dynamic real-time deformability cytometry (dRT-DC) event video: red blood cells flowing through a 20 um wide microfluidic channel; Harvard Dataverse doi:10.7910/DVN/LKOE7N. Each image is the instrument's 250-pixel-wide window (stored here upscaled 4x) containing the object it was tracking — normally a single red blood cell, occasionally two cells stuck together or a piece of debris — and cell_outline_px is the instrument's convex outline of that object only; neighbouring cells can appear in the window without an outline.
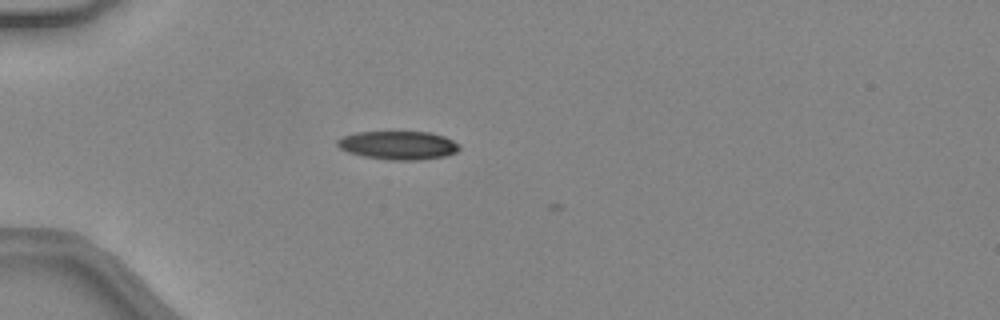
{"species": "common noctule bat (a hibernating species)", "species_latin": "Nyctalus noctula", "temperature_condition": "warm", "stored_images_in_passage": 3, "camera_frame_rate_fps": 3000, "um_per_image_px": 0.085, "animal": {"sex": "female", "body_mass_g": 24.6, "forearm_length_mm": 56.2}, "frame": {"image": 1, "passage_image": 1, "time_ms": 0.0, "image_size_px": [1000, 320], "cell_outline_px": [[460, 148], [456, 152], [444, 156], [424, 160], [392, 160], [364, 156], [348, 152], [340, 148], [336, 144], [336, 140], [344, 136], [356, 132], [432, 132], [444, 136], [460, 144]], "centroid_in_image_um": [33.87, 12.35], "position_along_channel_um": 51.1, "area_um2": 20.29}}